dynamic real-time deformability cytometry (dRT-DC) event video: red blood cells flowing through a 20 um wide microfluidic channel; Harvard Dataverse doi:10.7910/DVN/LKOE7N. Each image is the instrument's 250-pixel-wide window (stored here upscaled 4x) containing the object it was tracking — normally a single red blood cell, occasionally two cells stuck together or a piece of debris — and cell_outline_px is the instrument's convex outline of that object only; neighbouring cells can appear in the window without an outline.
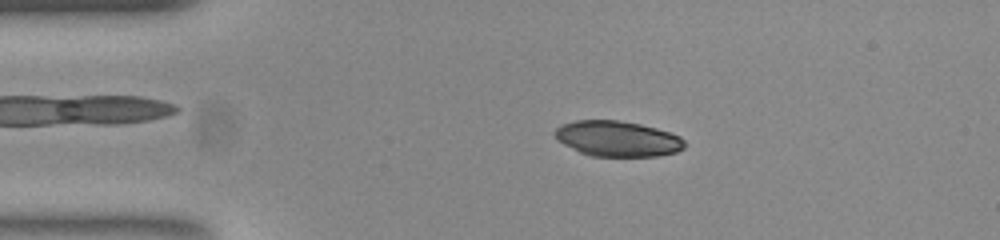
{"species": "common noctule bat (a hibernating species)", "species_latin": "Nyctalus noctula", "temperature_condition": "room temperature", "stored_images_in_passage": 45, "camera_frame_rate_fps": 3000, "um_per_image_px": 0.085, "animal": {"sex": "female", "body_mass_g": 23.0, "forearm_length_mm": 53.4}, "frame": {"image": 1, "passage_image": 2, "time_ms": 0.333, "image_size_px": [1000, 240], "cell_outline_px": [[684, 148], [676, 152], [656, 156], [588, 156], [556, 140], [552, 132], [560, 124], [576, 120], [616, 120], [640, 124], [656, 128], [680, 136], [684, 140]], "centroid_in_image_um": [52.44, 11.79], "position_along_channel_um": 32.6, "area_um2": 26.93}}
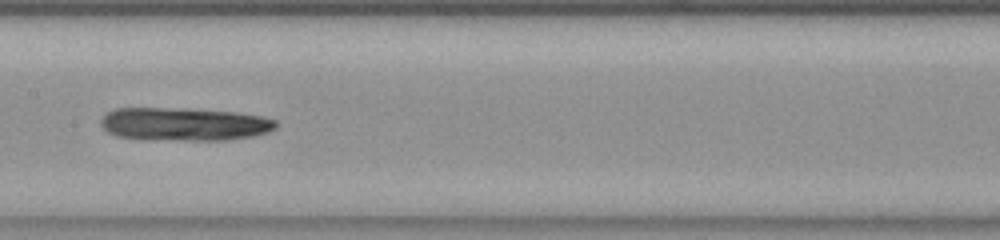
{"frame": {"image": 2, "passage_image": 18, "time_ms": 5.667, "image_size_px": [1000, 240], "cell_outline_px": [[276, 128], [268, 132], [252, 136], [228, 140], [148, 140], [116, 136], [108, 132], [100, 124], [100, 120], [108, 112], [116, 108], [164, 108], [236, 112], [260, 116], [276, 120]], "centroid_in_image_um": [15.63, 10.57], "position_along_channel_um": 191.8, "area_um2": 33.76}}
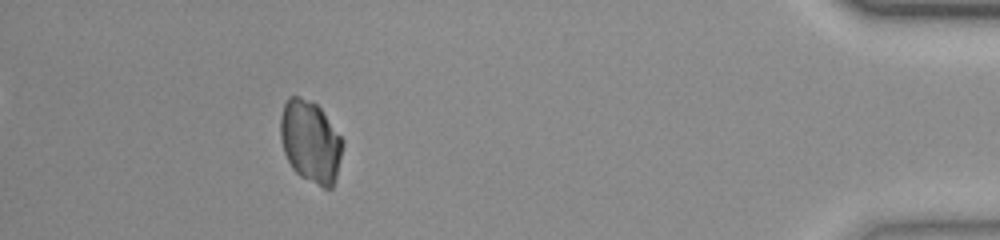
{"frame": {"image": 3, "passage_image": 40, "time_ms": 13.0, "image_size_px": [1000, 240], "cell_outline_px": [[344, 144], [336, 180], [332, 188], [324, 188], [300, 176], [292, 168], [284, 152], [280, 136], [280, 116], [284, 104], [288, 96], [300, 96], [312, 100], [320, 108], [344, 140]], "centroid_in_image_um": [26.4, 12.02], "position_along_channel_um": 408.8, "area_um2": 30.06}}